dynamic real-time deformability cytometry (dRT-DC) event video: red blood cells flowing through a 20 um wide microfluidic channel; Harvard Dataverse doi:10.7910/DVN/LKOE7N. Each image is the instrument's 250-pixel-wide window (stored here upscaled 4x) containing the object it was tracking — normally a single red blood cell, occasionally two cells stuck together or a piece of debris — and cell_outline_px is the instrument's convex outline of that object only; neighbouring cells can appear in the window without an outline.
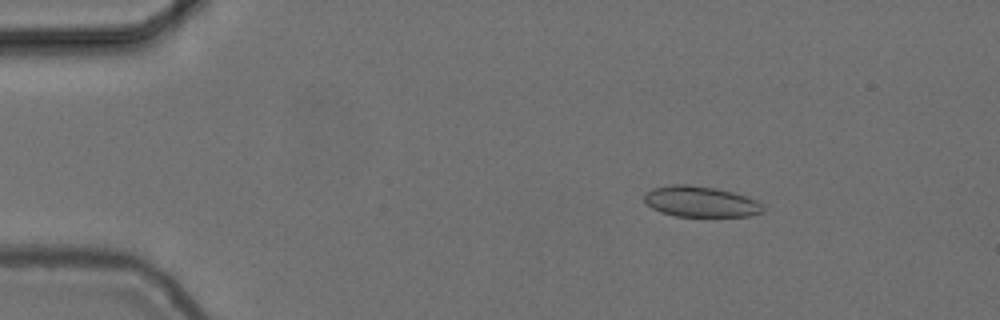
{"species": "common noctule bat (a hibernating species)", "species_latin": "Nyctalus noctula", "temperature_condition": "cold", "stored_images_in_passage": 55, "camera_frame_rate_fps": 3000, "um_per_image_px": 0.085, "animal": {"sex": "female", "body_mass_g": 24.6, "forearm_length_mm": 56.2}, "frame": {"image": 1, "passage_image": 9, "time_ms": 2.667, "image_size_px": [1000, 320], "cell_outline_px": [[764, 212], [748, 216], [676, 216], [660, 212], [652, 208], [644, 200], [644, 192], [652, 188], [672, 184], [688, 184], [716, 188], [732, 192], [756, 200], [764, 208]], "centroid_in_image_um": [59.51, 17.13], "position_along_channel_um": 25.5, "area_um2": 21.27}}
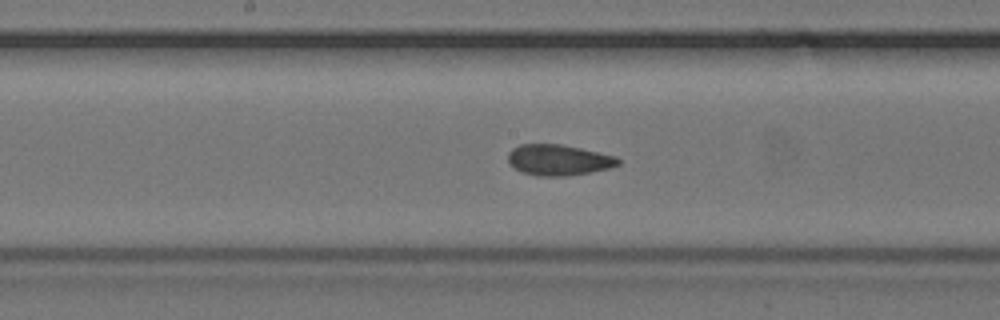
{"frame": {"image": 2, "passage_image": 29, "time_ms": 9.333, "image_size_px": [1000, 320], "cell_outline_px": [[620, 164], [608, 168], [568, 176], [536, 176], [524, 172], [516, 168], [508, 160], [508, 152], [512, 148], [520, 144], [560, 144], [580, 148], [616, 156], [620, 160]], "centroid_in_image_um": [47.47, 13.59], "position_along_channel_um": 200.7, "area_um2": 19.59}}
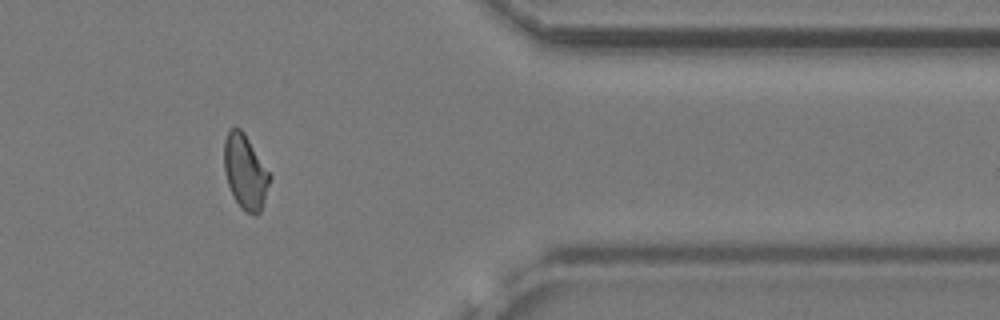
{"frame": {"image": 3, "passage_image": 46, "time_ms": 15.0, "image_size_px": [1000, 320], "cell_outline_px": [[272, 176], [260, 212], [256, 216], [244, 212], [240, 208], [228, 184], [224, 172], [224, 140], [228, 132], [232, 128], [240, 128], [244, 132]], "centroid_in_image_um": [20.85, 14.63], "position_along_channel_um": 390.5, "area_um2": 19.77}, "authors_computed_cell_mechanics": {"area_um2": 20.3456, "velocity_mm_per_s": 3.7159, "shape_relaxation_time_tau1_ms": null, "shape_relaxation_time_tau2_ms": 1.4051, "deformation_change_tau1": null, "deformation_change_tau2": 0.0778}}